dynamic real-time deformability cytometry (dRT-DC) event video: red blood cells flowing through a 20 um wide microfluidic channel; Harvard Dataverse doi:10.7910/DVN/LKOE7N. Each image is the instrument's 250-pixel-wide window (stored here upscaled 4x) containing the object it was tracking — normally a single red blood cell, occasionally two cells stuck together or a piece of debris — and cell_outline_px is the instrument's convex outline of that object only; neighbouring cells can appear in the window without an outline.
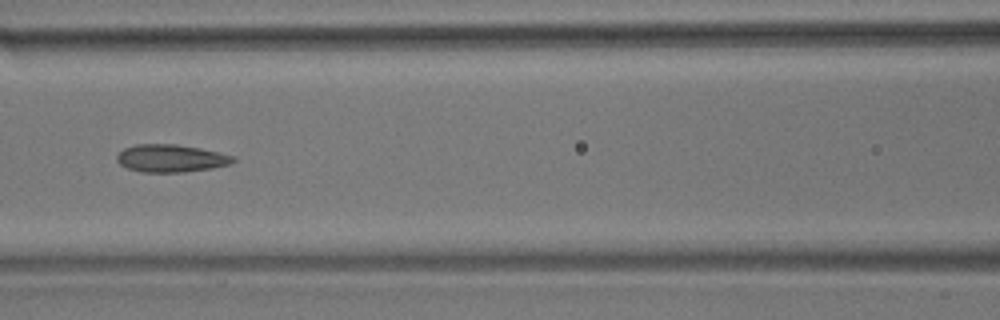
{"species": "common noctule bat (a hibernating species)", "species_latin": "Nyctalus noctula", "temperature_condition": "room temperature", "stored_images_in_passage": 8, "camera_frame_rate_fps": 3000, "um_per_image_px": 0.085, "animal": {"sex": "male", "body_mass_g": 17.9}, "frame": {"image": 1, "passage_image": 8, "time_ms": 2.333, "image_size_px": [1000, 320], "cell_outline_px": [[236, 160], [228, 164], [212, 168], [184, 172], [140, 172], [128, 168], [120, 164], [116, 160], [116, 156], [124, 148], [136, 144], [176, 144], [200, 148], [236, 156]], "centroid_in_image_um": [14.52, 13.45], "position_along_channel_um": 152.1, "area_um2": 18.73}}